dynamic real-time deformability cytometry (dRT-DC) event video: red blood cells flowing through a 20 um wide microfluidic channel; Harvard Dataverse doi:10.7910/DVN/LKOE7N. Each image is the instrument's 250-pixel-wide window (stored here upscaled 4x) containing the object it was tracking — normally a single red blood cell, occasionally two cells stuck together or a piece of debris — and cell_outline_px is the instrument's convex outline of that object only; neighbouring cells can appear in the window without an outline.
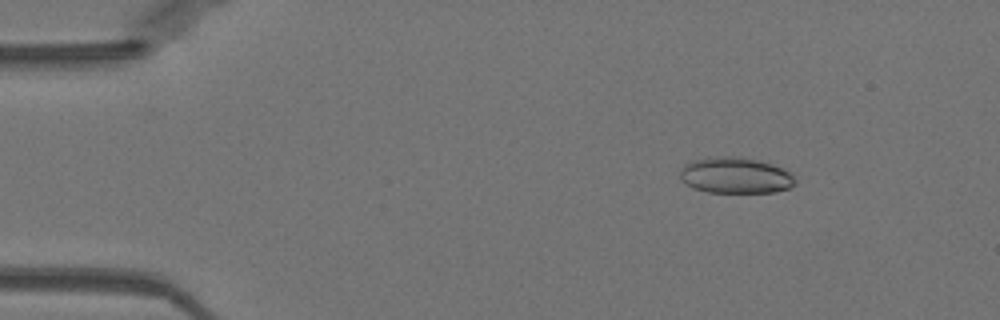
{"species": "Egyptian fruit bat (a non-hibernating species)", "species_latin": "Rousettus aegyptiacus", "temperature_condition": "warm", "stored_images_in_passage": 46, "camera_frame_rate_fps": 3000, "um_per_image_px": 0.085, "animal": {"sex": "female"}, "frame": {"image": 1, "passage_image": 5, "time_ms": 1.333, "image_size_px": [1000, 320], "cell_outline_px": [[796, 180], [788, 188], [776, 192], [708, 192], [692, 188], [680, 180], [680, 172], [684, 164], [692, 160], [724, 156], [740, 156], [760, 160], [784, 168], [792, 172]], "centroid_in_image_um": [62.52, 14.9], "position_along_channel_um": 22.5, "area_um2": 24.39}}
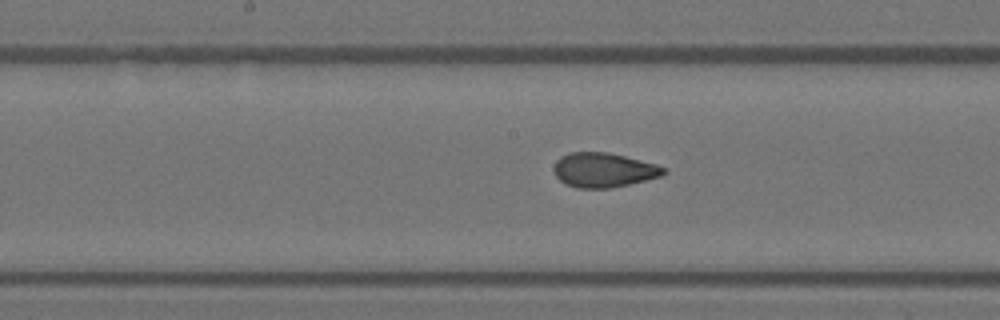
{"frame": {"image": 2, "passage_image": 24, "time_ms": 7.667, "image_size_px": [1000, 320], "cell_outline_px": [[668, 172], [664, 176], [612, 188], [576, 188], [560, 180], [556, 176], [552, 168], [556, 160], [560, 156], [568, 152], [608, 152], [656, 164], [668, 168]], "centroid_in_image_um": [51.34, 14.45], "position_along_channel_um": 196.9, "area_um2": 22.37}}
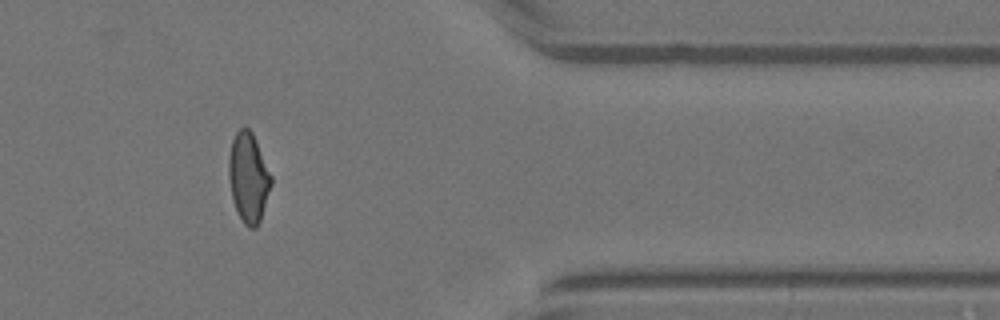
{"frame": {"image": 3, "passage_image": 40, "time_ms": 13.0, "image_size_px": [1000, 320], "cell_outline_px": [[272, 184], [260, 220], [256, 228], [248, 228], [244, 224], [236, 208], [232, 196], [228, 176], [228, 156], [232, 140], [236, 132], [244, 124], [252, 132], [272, 176]], "centroid_in_image_um": [21.11, 15.06], "position_along_channel_um": 390.3, "area_um2": 22.14}}